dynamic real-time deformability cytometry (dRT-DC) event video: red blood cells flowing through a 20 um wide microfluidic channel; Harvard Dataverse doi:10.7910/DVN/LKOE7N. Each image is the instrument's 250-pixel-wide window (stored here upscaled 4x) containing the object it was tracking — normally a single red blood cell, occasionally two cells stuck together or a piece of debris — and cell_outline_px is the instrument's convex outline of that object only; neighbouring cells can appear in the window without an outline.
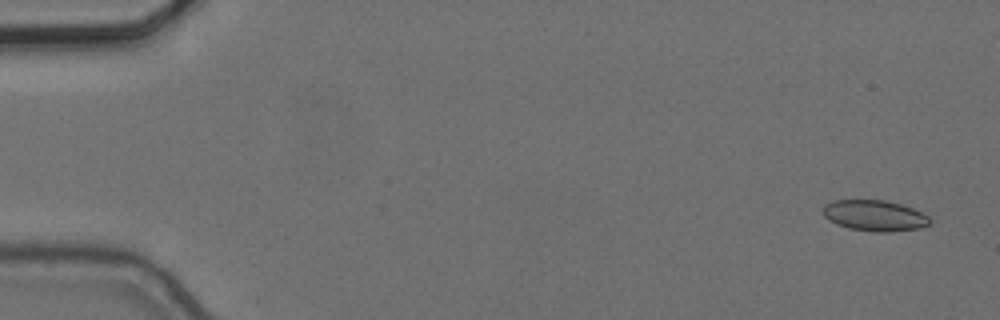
{"species": "common noctule bat (a hibernating species)", "species_latin": "Nyctalus noctula", "temperature_condition": "cold", "stored_images_in_passage": 15, "camera_frame_rate_fps": 3000, "um_per_image_px": 0.085, "animal": {"sex": "female", "body_mass_g": 24.6, "forearm_length_mm": 56.2}, "frame": {"image": 1, "passage_image": 1, "time_ms": 0.0, "image_size_px": [1000, 320], "cell_outline_px": [[932, 220], [928, 224], [920, 228], [888, 232], [876, 232], [848, 228], [836, 224], [828, 220], [824, 216], [824, 204], [832, 200], [884, 200], [900, 204], [912, 208], [928, 216]], "centroid_in_image_um": [74.32, 18.32], "position_along_channel_um": 10.7, "area_um2": 19.19}}
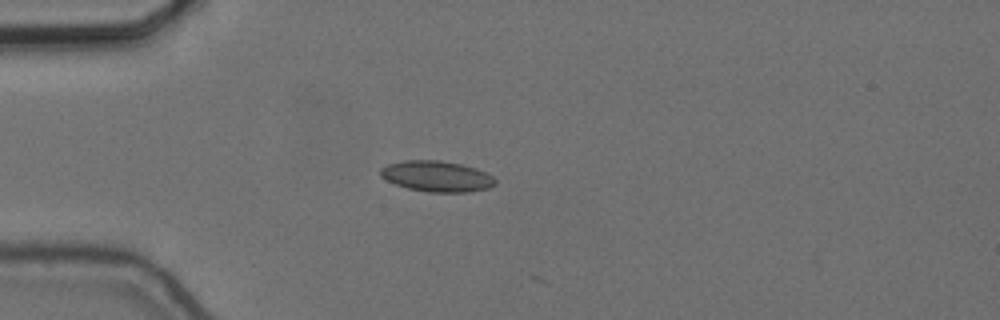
{"frame": {"image": 2, "passage_image": 14, "time_ms": 4.333, "image_size_px": [1000, 320], "cell_outline_px": [[496, 184], [488, 188], [468, 192], [428, 192], [408, 188], [396, 184], [380, 176], [380, 168], [388, 164], [404, 160], [440, 160], [460, 164], [476, 168], [492, 176], [496, 180]], "centroid_in_image_um": [37.12, 14.98], "position_along_channel_um": 47.9, "area_um2": 20.52}}